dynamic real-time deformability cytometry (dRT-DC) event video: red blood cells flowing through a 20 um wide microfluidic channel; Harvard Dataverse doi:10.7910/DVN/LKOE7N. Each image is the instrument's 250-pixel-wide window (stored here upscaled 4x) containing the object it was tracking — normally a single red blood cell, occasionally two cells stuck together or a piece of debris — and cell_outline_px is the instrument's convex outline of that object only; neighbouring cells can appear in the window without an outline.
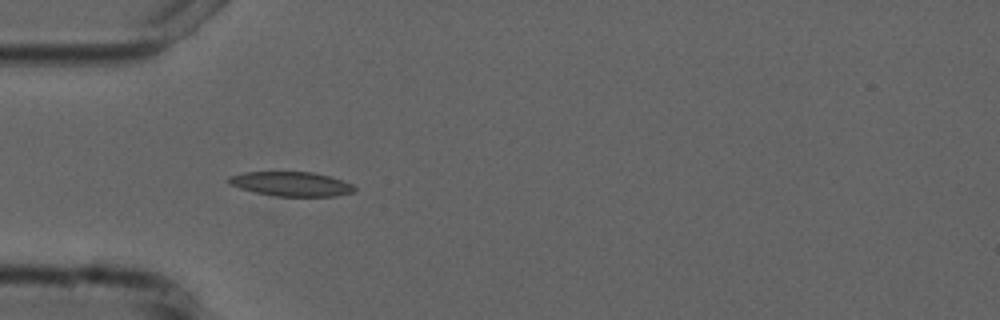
{"species": "common noctule bat (a hibernating species)", "species_latin": "Nyctalus noctula", "temperature_condition": "cold", "stored_images_in_passage": 2, "camera_frame_rate_fps": 3000, "um_per_image_px": 0.085, "animal": {"sex": "male", "forearm_length_mm": 52.5}, "frame": {"image": 1, "passage_image": 2, "time_ms": 1.0, "image_size_px": [1000, 320], "cell_outline_px": [[356, 188], [352, 192], [336, 196], [276, 196], [256, 192], [240, 188], [232, 184], [228, 180], [228, 176], [244, 172], [312, 172], [328, 176], [352, 184]], "centroid_in_image_um": [24.75, 15.63], "position_along_channel_um": 60.2, "area_um2": 17.57}}